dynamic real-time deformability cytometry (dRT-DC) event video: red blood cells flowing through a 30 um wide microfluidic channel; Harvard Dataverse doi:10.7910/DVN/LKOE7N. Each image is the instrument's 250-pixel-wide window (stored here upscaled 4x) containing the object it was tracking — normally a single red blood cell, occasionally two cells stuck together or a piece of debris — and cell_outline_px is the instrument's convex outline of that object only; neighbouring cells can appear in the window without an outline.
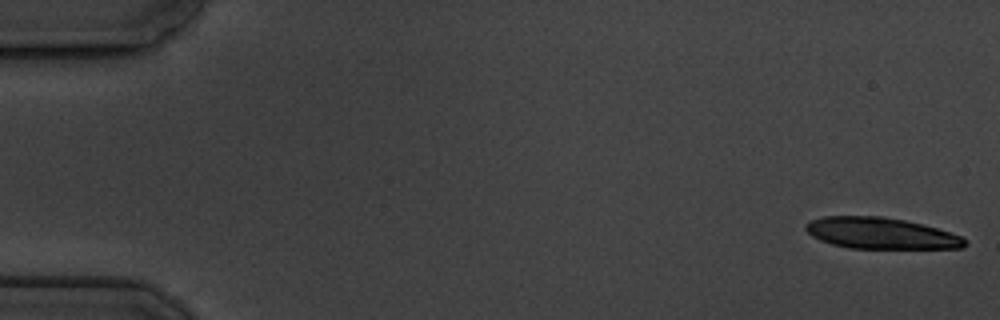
{"species": "common noctule bat (a hibernating species)", "species_latin": "Nyctalus noctula", "temperature_condition": "cold", "stored_images_in_passage": 9, "camera_frame_rate_fps": 3000, "um_per_image_px": 0.085, "animal": {"sex": "male", "body_mass_g": 19.5, "forearm_length_mm": 54.6}, "frame": {"image": 1, "passage_image": 1, "time_ms": 0.0, "image_size_px": [1000, 320], "cell_outline_px": [[968, 244], [964, 248], [848, 248], [832, 244], [820, 240], [812, 236], [804, 228], [804, 224], [808, 220], [824, 216], [884, 216], [904, 220], [936, 228], [960, 236], [968, 240]], "centroid_in_image_um": [74.83, 19.82], "position_along_channel_um": 10.2, "area_um2": 29.02}}
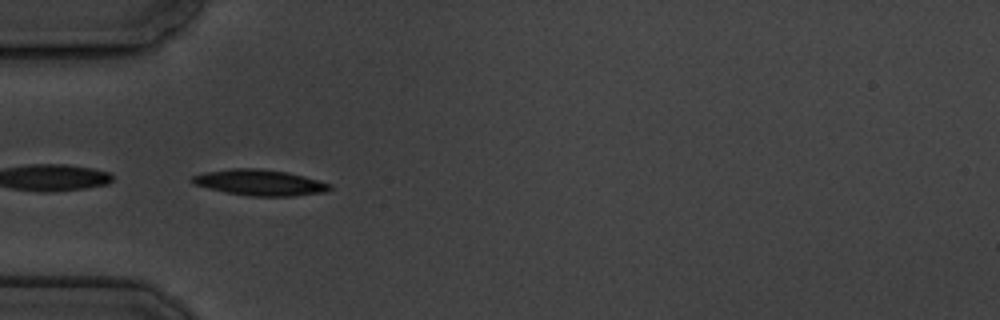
{"frame": {"image": 2, "passage_image": 6, "time_ms": 5.667, "image_size_px": [1000, 320], "cell_outline_px": [[332, 188], [324, 192], [292, 196], [252, 196], [224, 192], [192, 184], [188, 180], [192, 176], [204, 172], [232, 168], [260, 168], [288, 172], [304, 176], [332, 184]], "centroid_in_image_um": [22.04, 15.51], "position_along_channel_um": 63.0, "area_um2": 20.92}}